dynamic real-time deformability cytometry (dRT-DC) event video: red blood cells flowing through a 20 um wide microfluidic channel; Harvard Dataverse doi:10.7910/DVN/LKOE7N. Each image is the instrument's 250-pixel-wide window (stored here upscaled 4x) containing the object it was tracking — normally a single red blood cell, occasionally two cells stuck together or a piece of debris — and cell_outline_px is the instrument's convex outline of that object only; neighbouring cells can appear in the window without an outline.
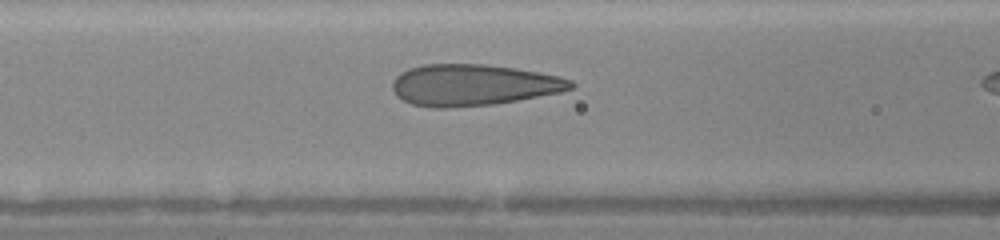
{"species": "human", "species_latin": "Homo sapiens", "temperature_condition": "warm", "stored_images_in_passage": 7, "camera_frame_rate_fps": 3000, "um_per_image_px": 0.085, "donor": {"sex": "female"}, "frame": {"image": 1, "passage_image": 6, "time_ms": 1.667, "image_size_px": [1000, 240], "cell_outline_px": [[576, 84], [572, 88], [560, 92], [516, 100], [492, 104], [444, 108], [436, 108], [412, 104], [396, 96], [392, 88], [392, 80], [400, 72], [408, 68], [424, 64], [484, 64], [512, 68], [560, 76], [572, 80]], "centroid_in_image_um": [40.18, 7.22], "position_along_channel_um": 126.4, "area_um2": 42.83}}